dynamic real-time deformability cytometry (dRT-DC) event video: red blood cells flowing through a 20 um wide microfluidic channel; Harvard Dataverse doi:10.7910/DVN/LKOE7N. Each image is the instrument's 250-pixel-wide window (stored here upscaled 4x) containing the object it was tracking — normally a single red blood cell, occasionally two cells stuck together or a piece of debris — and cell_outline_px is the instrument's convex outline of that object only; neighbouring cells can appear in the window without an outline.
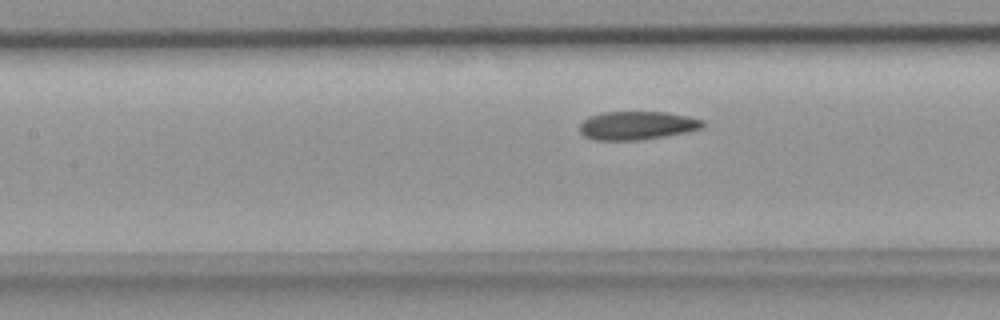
{"species": "common noctule bat (a hibernating species)", "species_latin": "Nyctalus noctula", "temperature_condition": "room temperature", "stored_images_in_passage": 6, "camera_frame_rate_fps": 3000, "um_per_image_px": 0.085, "animal": {"sex": "female", "body_mass_g": 18.4}, "frame": {"image": 1, "passage_image": 6, "time_ms": 1.667, "image_size_px": [1000, 320], "cell_outline_px": [[704, 128], [688, 132], [640, 140], [592, 140], [584, 136], [580, 132], [580, 124], [584, 120], [592, 116], [604, 112], [664, 112], [688, 116], [704, 120]], "centroid_in_image_um": [54.17, 10.67], "position_along_channel_um": 153.2, "area_um2": 20.4}}